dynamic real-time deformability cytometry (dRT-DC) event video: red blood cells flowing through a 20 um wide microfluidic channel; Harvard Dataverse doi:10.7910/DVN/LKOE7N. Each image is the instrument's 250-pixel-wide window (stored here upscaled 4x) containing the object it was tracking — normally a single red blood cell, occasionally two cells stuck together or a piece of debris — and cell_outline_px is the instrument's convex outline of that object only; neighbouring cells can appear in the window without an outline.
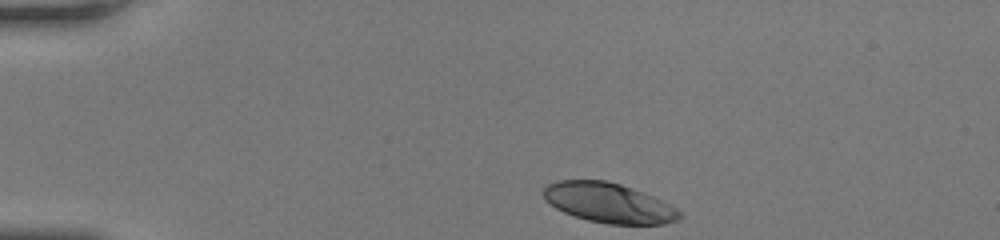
{"species": "human", "species_latin": "Homo sapiens", "temperature_condition": "room temperature", "stored_images_in_passage": 36, "camera_frame_rate_fps": 3000, "um_per_image_px": 0.085, "donor": {"sex": "female"}, "frame": {"image": 1, "passage_image": 1, "time_ms": 0.0, "image_size_px": [1000, 240], "cell_outline_px": [[684, 216], [676, 220], [664, 224], [608, 224], [588, 220], [564, 212], [556, 208], [544, 200], [544, 188], [548, 184], [560, 180], [608, 180], [632, 188], [652, 196], [676, 208]], "centroid_in_image_um": [51.73, 17.24], "position_along_channel_um": 33.3, "area_um2": 31.33}}
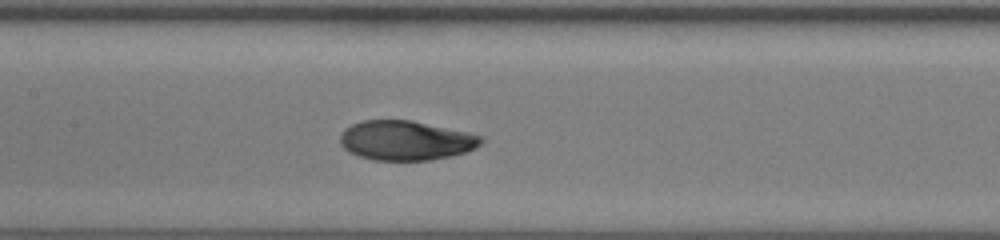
{"frame": {"image": 2, "passage_image": 16, "time_ms": 5.0, "image_size_px": [1000, 240], "cell_outline_px": [[484, 140], [476, 148], [452, 156], [428, 160], [376, 160], [360, 156], [348, 152], [340, 144], [340, 136], [344, 128], [360, 120], [412, 120], [468, 132], [484, 136]], "centroid_in_image_um": [34.49, 11.93], "position_along_channel_um": 172.9, "area_um2": 32.66}}
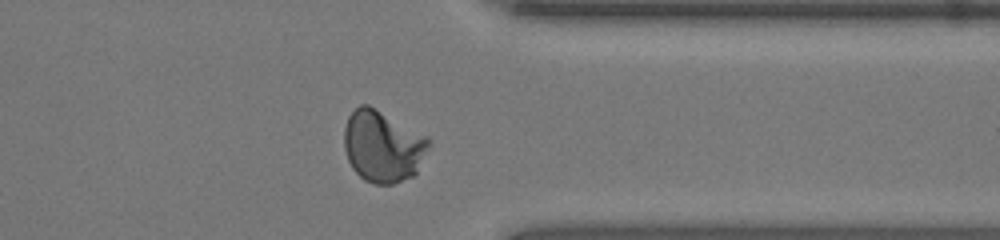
{"frame": {"image": 3, "passage_image": 31, "time_ms": 10.0, "image_size_px": [1000, 240], "cell_outline_px": [[432, 140], [416, 172], [412, 176], [392, 184], [372, 184], [364, 180], [352, 168], [348, 160], [344, 148], [344, 128], [348, 116], [360, 104], [368, 104], [428, 136]], "centroid_in_image_um": [32.52, 12.42], "position_along_channel_um": 378.9, "area_um2": 35.37}, "authors_computed_cell_mechanics": {"area_um2": 33.0038, "velocity_mm_per_s": 4.1745, "shape_relaxation_time_tau1_ms": 4.4867, "shape_relaxation_time_tau2_ms": null, "deformation_change_tau1": 0.1975, "deformation_change_tau2": null}}